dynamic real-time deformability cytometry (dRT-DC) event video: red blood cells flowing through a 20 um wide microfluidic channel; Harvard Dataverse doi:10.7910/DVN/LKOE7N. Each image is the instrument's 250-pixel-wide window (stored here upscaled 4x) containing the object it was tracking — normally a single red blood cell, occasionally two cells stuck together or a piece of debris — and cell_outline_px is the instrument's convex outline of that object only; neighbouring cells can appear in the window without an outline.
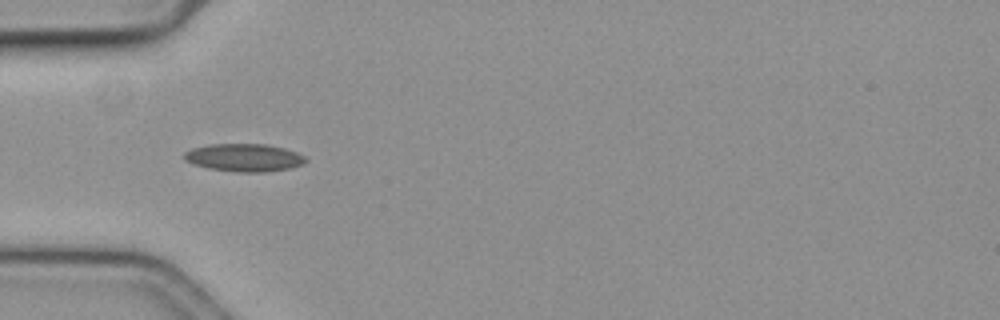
{"species": "common noctule bat (a hibernating species)", "species_latin": "Nyctalus noctula", "temperature_condition": "cold", "stored_images_in_passage": 40, "camera_frame_rate_fps": 3000, "um_per_image_px": 0.085, "animal": {"sex": "female", "body_mass_g": 19.3, "forearm_length_mm": 54.1}, "frame": {"image": 1, "passage_image": 1, "time_ms": 0.0, "image_size_px": [1000, 320], "cell_outline_px": [[308, 160], [304, 164], [288, 168], [264, 172], [236, 172], [208, 168], [184, 160], [184, 152], [192, 148], [208, 144], [264, 144], [284, 148], [296, 152], [304, 156]], "centroid_in_image_um": [20.75, 13.39], "position_along_channel_um": 64.3, "area_um2": 19.59}}
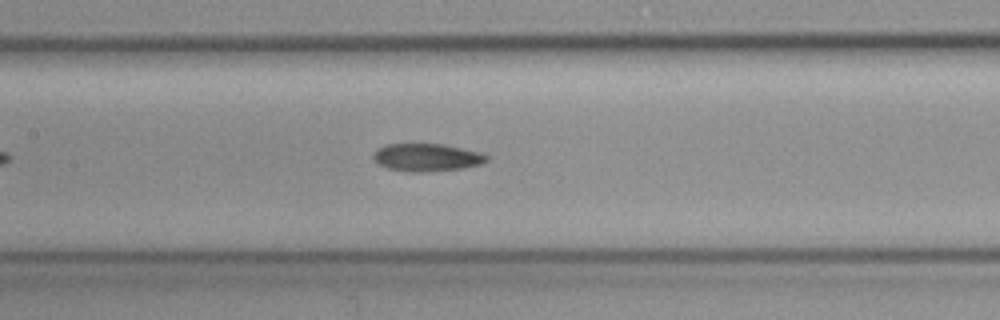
{"frame": {"image": 2, "passage_image": 10, "time_ms": 3.0, "image_size_px": [1000, 320], "cell_outline_px": [[488, 160], [480, 164], [460, 168], [424, 172], [412, 172], [388, 168], [376, 164], [372, 160], [372, 156], [376, 148], [384, 144], [444, 144], [480, 152], [488, 156]], "centroid_in_image_um": [36.2, 13.37], "position_along_channel_um": 171.2, "area_um2": 18.38}}
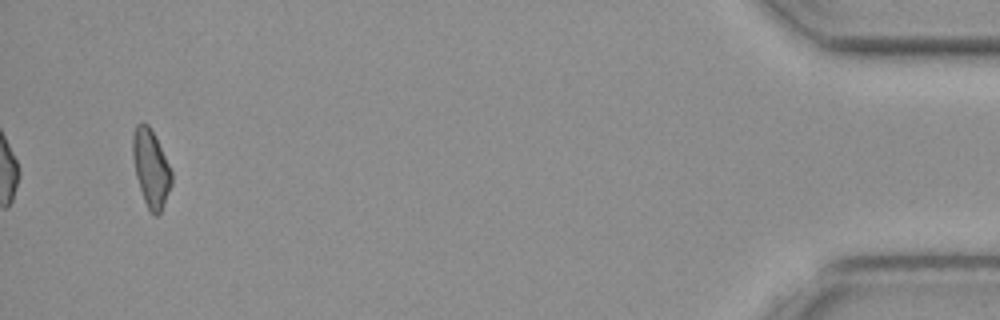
{"frame": {"image": 3, "passage_image": 38, "time_ms": 12.333, "image_size_px": [1000, 320], "cell_outline_px": [[172, 184], [160, 212], [156, 216], [148, 208], [144, 200], [136, 176], [132, 156], [132, 136], [136, 124], [140, 120], [148, 124], [172, 172]], "centroid_in_image_um": [12.8, 14.26], "position_along_channel_um": 422.4, "area_um2": 17.17}}